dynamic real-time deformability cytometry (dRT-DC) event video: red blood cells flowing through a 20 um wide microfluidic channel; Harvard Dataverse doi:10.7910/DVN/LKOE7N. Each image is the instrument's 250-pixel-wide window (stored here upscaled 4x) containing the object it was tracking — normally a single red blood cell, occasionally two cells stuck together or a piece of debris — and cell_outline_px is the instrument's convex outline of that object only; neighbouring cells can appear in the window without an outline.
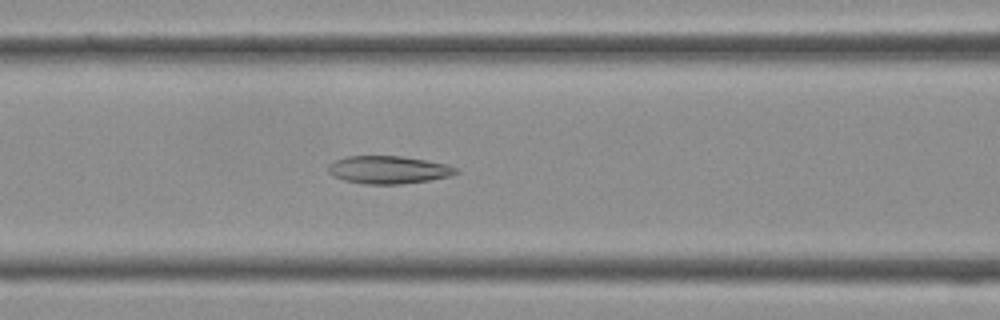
{"species": "Egyptian fruit bat (a non-hibernating species)", "species_latin": "Rousettus aegyptiacus", "temperature_condition": "cold", "stored_images_in_passage": 39, "camera_frame_rate_fps": 3000, "um_per_image_px": 0.085, "frame": {"image": 1, "passage_image": 16, "time_ms": 5.0, "image_size_px": [1000, 320], "cell_outline_px": [[460, 172], [448, 176], [428, 180], [400, 184], [364, 184], [344, 180], [332, 176], [328, 172], [328, 164], [332, 160], [348, 156], [404, 156], [448, 164], [456, 168]], "centroid_in_image_um": [32.97, 14.42], "position_along_channel_um": 133.6, "area_um2": 20.81}}
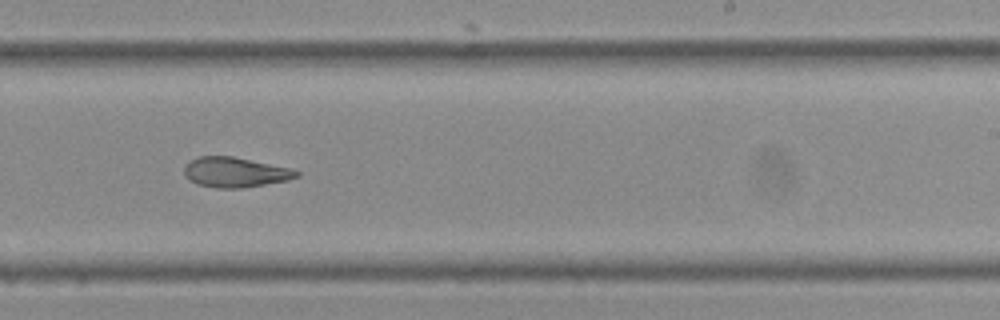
{"frame": {"image": 2, "passage_image": 24, "time_ms": 7.667, "image_size_px": [1000, 320], "cell_outline_px": [[300, 176], [288, 180], [240, 188], [216, 188], [196, 184], [184, 176], [184, 168], [192, 160], [200, 156], [232, 156], [292, 168], [300, 172]], "centroid_in_image_um": [20.01, 14.64], "position_along_channel_um": 269.0, "area_um2": 19.59}}
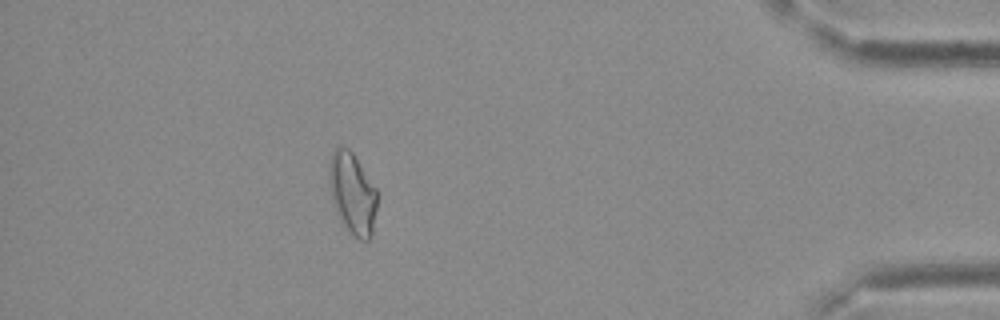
{"frame": {"image": 3, "passage_image": 35, "time_ms": 11.333, "image_size_px": [1000, 320], "cell_outline_px": [[376, 208], [372, 236], [368, 240], [360, 240], [348, 232], [340, 220], [336, 212], [332, 200], [328, 180], [328, 164], [332, 152], [336, 144], [348, 148], [352, 152], [376, 188]], "centroid_in_image_um": [29.92, 16.42], "position_along_channel_um": 405.3, "area_um2": 23.06}}